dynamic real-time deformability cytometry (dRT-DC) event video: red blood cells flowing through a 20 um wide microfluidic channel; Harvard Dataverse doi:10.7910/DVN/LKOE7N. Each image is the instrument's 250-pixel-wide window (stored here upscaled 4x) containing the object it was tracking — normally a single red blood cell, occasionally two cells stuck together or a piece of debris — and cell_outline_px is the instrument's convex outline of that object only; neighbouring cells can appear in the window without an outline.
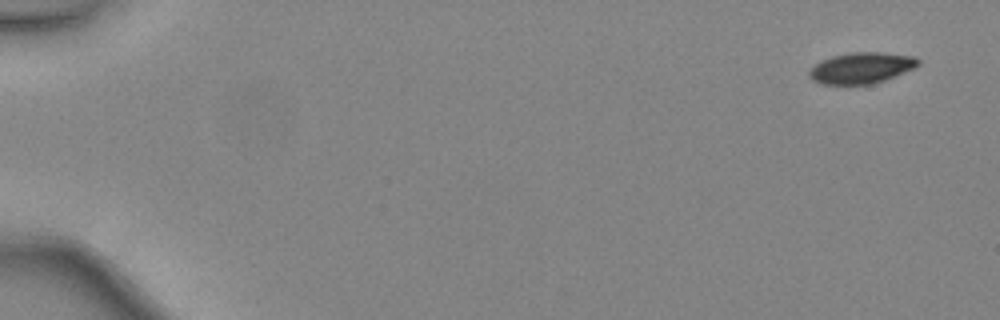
{"species": "common noctule bat (a hibernating species)", "species_latin": "Nyctalus noctula", "temperature_condition": "warm", "stored_images_in_passage": 40, "camera_frame_rate_fps": 3000, "um_per_image_px": 0.085, "animal": {"sex": "female", "body_mass_g": 24.6, "forearm_length_mm": 56.2}, "frame": {"image": 1, "passage_image": 1, "time_ms": 0.0, "image_size_px": [1000, 320], "cell_outline_px": [[920, 64], [912, 68], [884, 80], [872, 84], [820, 84], [812, 80], [808, 76], [808, 72], [816, 64], [832, 56], [852, 52], [884, 52], [916, 56], [920, 60]], "centroid_in_image_um": [73.22, 5.76], "position_along_channel_um": 11.8, "area_um2": 19.59}}
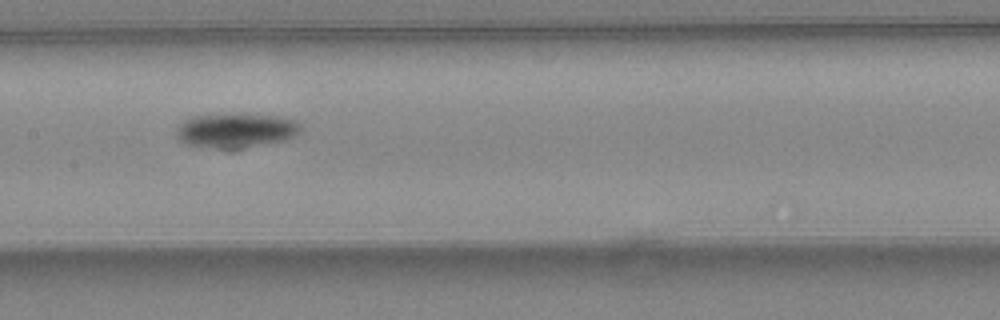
{"frame": {"image": 2, "passage_image": 24, "time_ms": 7.667, "image_size_px": [1000, 320], "cell_outline_px": [[304, 128], [296, 136], [284, 140], [240, 148], [192, 148], [180, 140], [176, 136], [176, 128], [184, 120], [192, 116], [220, 112], [244, 112], [280, 116], [296, 120]], "centroid_in_image_um": [20.03, 11.04], "position_along_channel_um": 187.4, "area_um2": 26.24}}
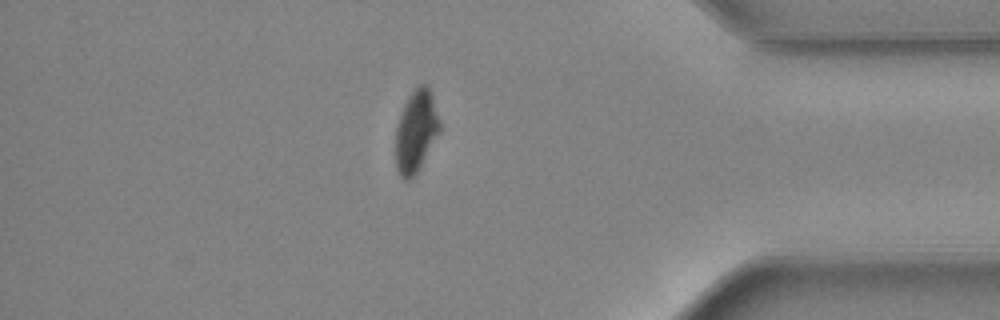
{"frame": {"image": 3, "passage_image": 40, "time_ms": 13.0, "image_size_px": [1000, 320], "cell_outline_px": [[440, 132], [416, 172], [408, 180], [404, 180], [400, 176], [396, 168], [396, 128], [404, 104], [408, 96], [420, 84], [428, 84], [440, 120]], "centroid_in_image_um": [35.36, 11.13], "position_along_channel_um": 399.8, "area_um2": 20.75}, "authors_computed_cell_mechanics": {"area_um2": 23.409, "velocity_mm_per_s": 4.4702, "shape_relaxation_time_tau1_ms": 2.3959, "shape_relaxation_time_tau2_ms": null, "deformation_change_tau1": 0.117, "deformation_change_tau2": null}}